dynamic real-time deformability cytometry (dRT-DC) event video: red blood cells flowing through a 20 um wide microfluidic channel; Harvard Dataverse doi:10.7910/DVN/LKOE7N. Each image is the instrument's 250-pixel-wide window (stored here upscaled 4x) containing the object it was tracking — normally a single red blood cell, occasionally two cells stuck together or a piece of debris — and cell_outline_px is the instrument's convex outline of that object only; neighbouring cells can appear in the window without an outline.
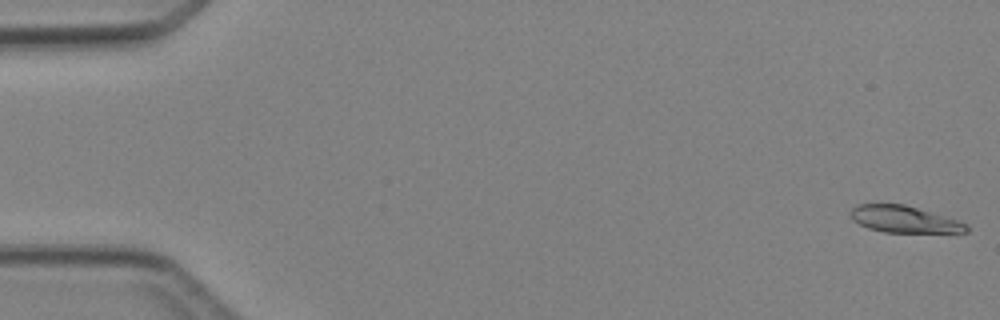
{"species": "Egyptian fruit bat (a non-hibernating species)", "species_latin": "Rousettus aegyptiacus", "temperature_condition": "cold", "stored_images_in_passage": 5, "camera_frame_rate_fps": 3000, "um_per_image_px": 0.085, "animal": {"sex": "female"}, "frame": {"image": 1, "passage_image": 5, "time_ms": 5.333, "image_size_px": [1000, 320], "cell_outline_px": [[968, 232], [884, 232], [868, 228], [852, 220], [848, 216], [848, 212], [856, 204], [904, 204], [944, 216], [968, 224]], "centroid_in_image_um": [76.78, 18.63], "position_along_channel_um": 8.2, "area_um2": 17.98}}